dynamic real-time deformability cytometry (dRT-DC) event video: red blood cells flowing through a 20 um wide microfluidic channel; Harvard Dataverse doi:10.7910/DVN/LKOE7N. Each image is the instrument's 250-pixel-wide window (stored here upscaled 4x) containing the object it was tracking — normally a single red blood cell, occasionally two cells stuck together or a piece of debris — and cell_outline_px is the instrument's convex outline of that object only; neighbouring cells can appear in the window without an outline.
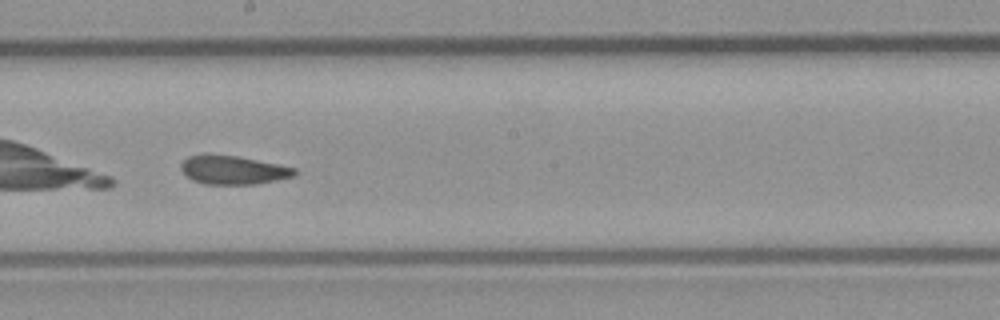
{"species": "common noctule bat (a hibernating species)", "species_latin": "Nyctalus noctula", "temperature_condition": "room temperature", "stored_images_in_passage": 51, "camera_frame_rate_fps": 3000, "um_per_image_px": 0.085, "animal": {"sex": "male", "body_mass_g": 23.1, "forearm_length_mm": 52.7}, "frame": {"image": 1, "passage_image": 30, "time_ms": 9.667, "image_size_px": [1000, 320], "cell_outline_px": [[296, 176], [256, 184], [204, 184], [192, 180], [180, 168], [180, 164], [188, 156], [204, 152], [208, 152], [236, 156], [296, 168]], "centroid_in_image_um": [19.76, 14.43], "position_along_channel_um": 228.4, "area_um2": 19.19}, "authors_computed_cell_mechanics": {"area_um2": 21.2126, "velocity_mm_per_s": 4.008, "shape_relaxation_time_tau1_ms": null, "shape_relaxation_time_tau2_ms": 2.4015, "deformation_change_tau1": null, "deformation_change_tau2": 0.0907}}